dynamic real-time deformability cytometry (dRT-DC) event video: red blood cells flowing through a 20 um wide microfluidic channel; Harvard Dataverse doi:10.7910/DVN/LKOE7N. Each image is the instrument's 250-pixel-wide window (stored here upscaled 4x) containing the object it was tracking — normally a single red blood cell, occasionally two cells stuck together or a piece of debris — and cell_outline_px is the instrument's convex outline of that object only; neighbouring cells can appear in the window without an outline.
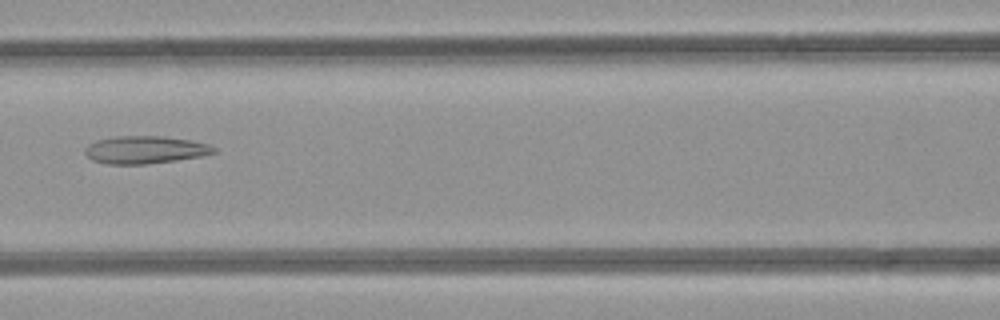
{"species": "common noctule bat (a hibernating species)", "species_latin": "Nyctalus noctula", "temperature_condition": "room temperature", "stored_images_in_passage": 45, "camera_frame_rate_fps": 3000, "um_per_image_px": 0.085, "animal": {"sex": "female", "body_mass_g": 21.9}, "frame": {"image": 1, "passage_image": 18, "time_ms": 5.667, "image_size_px": [1000, 320], "cell_outline_px": [[216, 152], [200, 156], [176, 160], [148, 164], [108, 164], [92, 160], [84, 152], [84, 148], [88, 144], [96, 140], [116, 136], [164, 136], [192, 140], [208, 144], [216, 148]], "centroid_in_image_um": [12.32, 12.72], "position_along_channel_um": 154.3, "area_um2": 20.81}}
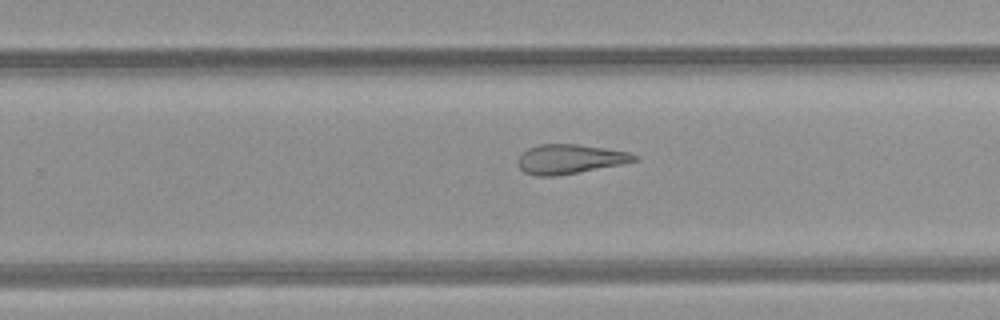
{"frame": {"image": 2, "passage_image": 27, "time_ms": 8.667, "image_size_px": [1000, 320], "cell_outline_px": [[640, 160], [620, 164], [556, 176], [536, 176], [524, 172], [520, 168], [516, 160], [528, 148], [540, 144], [576, 144], [604, 148], [628, 152], [640, 156]], "centroid_in_image_um": [48.43, 13.52], "position_along_channel_um": 281.4, "area_um2": 19.83}}
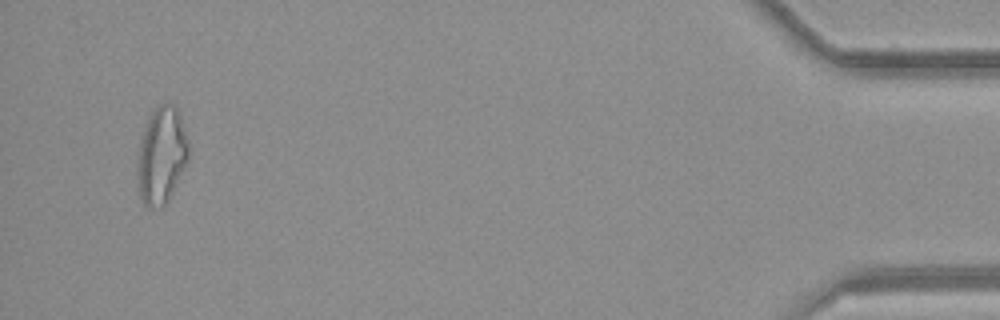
{"frame": {"image": 3, "passage_image": 43, "time_ms": 14.0, "image_size_px": [1000, 320], "cell_outline_px": [[192, 148], [188, 160], [168, 200], [160, 208], [148, 208], [144, 204], [140, 196], [136, 168], [140, 140], [148, 116], [160, 104], [176, 104]], "centroid_in_image_um": [13.75, 13.19], "position_along_channel_um": 421.5, "area_um2": 29.3}, "authors_computed_cell_mechanics": {"area_um2": 24.3916, "velocity_mm_per_s": 4.2501, "shape_relaxation_time_tau1_ms": null, "shape_relaxation_time_tau2_ms": 2.3154, "deformation_change_tau1": null, "deformation_change_tau2": 0.1243}}